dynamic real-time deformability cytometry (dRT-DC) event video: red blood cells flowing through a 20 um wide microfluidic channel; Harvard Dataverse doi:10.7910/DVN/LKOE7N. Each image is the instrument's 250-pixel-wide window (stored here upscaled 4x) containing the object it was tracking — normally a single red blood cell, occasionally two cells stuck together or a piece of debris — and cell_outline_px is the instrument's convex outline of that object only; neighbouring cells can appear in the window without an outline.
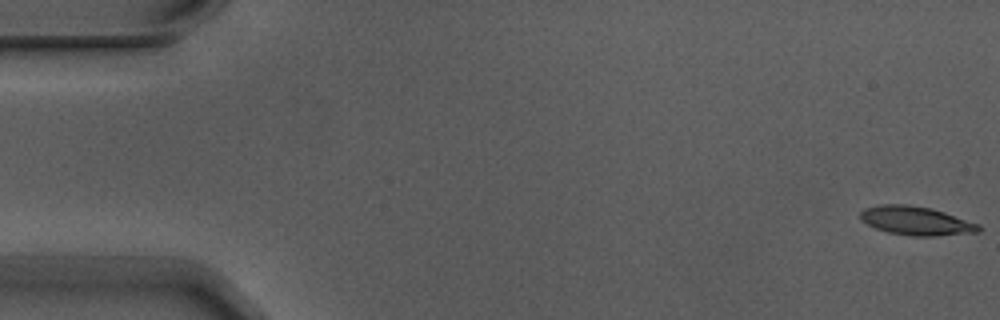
{"species": "Egyptian fruit bat (a non-hibernating species)", "species_latin": "Rousettus aegyptiacus", "temperature_condition": "warm", "stored_images_in_passage": 4, "camera_frame_rate_fps": 3000, "um_per_image_px": 0.085, "animal": {"sex": "male"}, "frame": {"image": 1, "passage_image": 1, "time_ms": 0.0, "image_size_px": [1000, 320], "cell_outline_px": [[980, 232], [936, 236], [912, 236], [888, 232], [876, 228], [860, 220], [860, 212], [864, 208], [880, 204], [908, 204], [932, 208], [980, 224]], "centroid_in_image_um": [77.86, 18.76], "position_along_channel_um": 7.1, "area_um2": 19.94}}
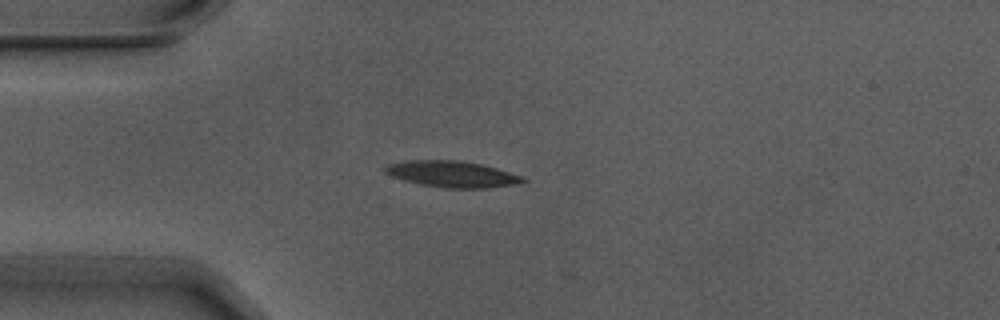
{"frame": {"image": 2, "passage_image": 4, "time_ms": 1.0, "image_size_px": [1000, 320], "cell_outline_px": [[528, 180], [512, 184], [488, 188], [444, 188], [420, 184], [404, 180], [392, 176], [384, 172], [384, 168], [388, 164], [408, 160], [456, 160], [480, 164], [496, 168], [524, 176]], "centroid_in_image_um": [38.42, 14.8], "position_along_channel_um": 46.6, "area_um2": 20.92}}